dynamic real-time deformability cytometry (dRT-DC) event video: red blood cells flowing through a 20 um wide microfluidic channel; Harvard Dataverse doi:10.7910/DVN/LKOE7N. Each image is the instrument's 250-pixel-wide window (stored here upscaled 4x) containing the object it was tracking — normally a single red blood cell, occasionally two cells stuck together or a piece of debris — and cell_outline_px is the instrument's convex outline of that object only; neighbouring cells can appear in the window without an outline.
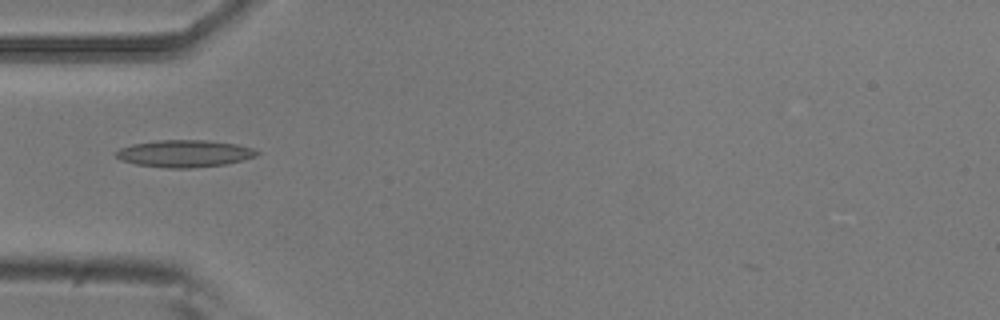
{"species": "common noctule bat (a hibernating species)", "species_latin": "Nyctalus noctula", "temperature_condition": "room temperature", "stored_images_in_passage": 4, "camera_frame_rate_fps": 3000, "um_per_image_px": 0.085, "animal": {"sex": "male", "body_mass_g": 20.5, "forearm_length_mm": 52.5}, "frame": {"image": 1, "passage_image": 4, "time_ms": 1.0, "image_size_px": [1000, 320], "cell_outline_px": [[260, 152], [256, 156], [224, 164], [192, 168], [164, 168], [136, 164], [120, 160], [116, 156], [116, 152], [120, 148], [132, 144], [156, 140], [208, 140], [236, 144], [252, 148]], "centroid_in_image_um": [15.65, 13.05], "position_along_channel_um": 69.4, "area_um2": 22.2}}